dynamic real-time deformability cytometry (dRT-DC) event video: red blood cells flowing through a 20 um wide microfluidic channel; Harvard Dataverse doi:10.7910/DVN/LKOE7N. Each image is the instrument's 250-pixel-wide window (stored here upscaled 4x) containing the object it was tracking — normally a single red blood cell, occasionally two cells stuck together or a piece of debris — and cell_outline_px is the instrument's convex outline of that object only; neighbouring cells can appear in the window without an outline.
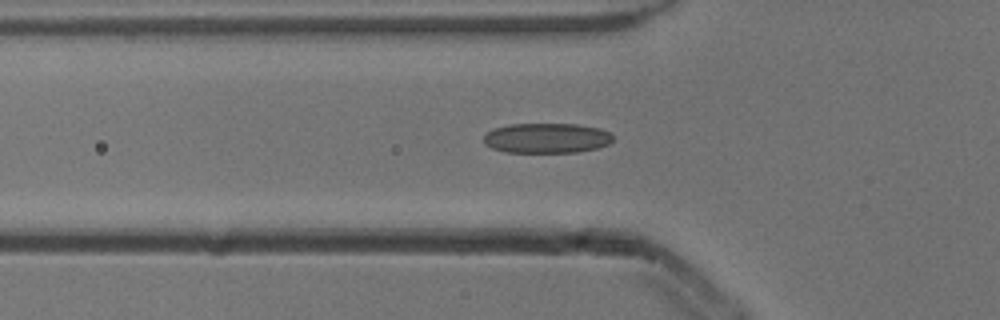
{"species": "common noctule bat (a hibernating species)", "species_latin": "Nyctalus noctula", "temperature_condition": "cold", "stored_images_in_passage": 36, "camera_frame_rate_fps": 3000, "um_per_image_px": 0.085, "animal": {"sex": "male", "body_mass_g": 13.3}, "frame": {"image": 1, "passage_image": 7, "time_ms": 2.0, "image_size_px": [1000, 320], "cell_outline_px": [[612, 140], [608, 144], [596, 148], [576, 152], [504, 152], [492, 148], [484, 144], [484, 136], [492, 128], [508, 124], [576, 124], [600, 128], [608, 132], [612, 136]], "centroid_in_image_um": [46.42, 11.73], "position_along_channel_um": 79.4, "area_um2": 22.6}}
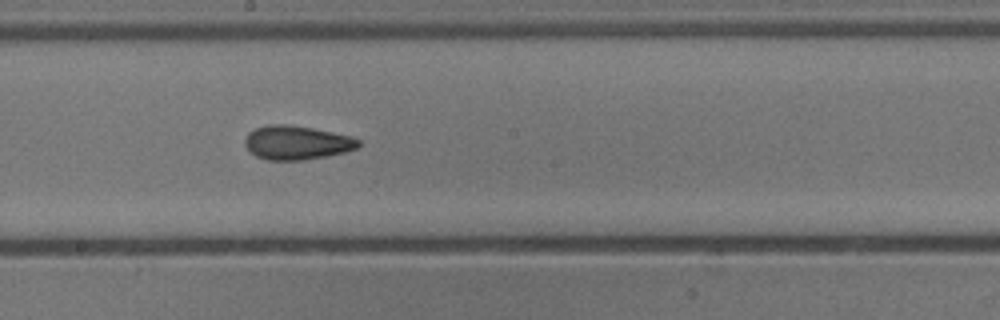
{"frame": {"image": 2, "passage_image": 18, "time_ms": 5.667, "image_size_px": [1000, 320], "cell_outline_px": [[360, 144], [356, 148], [344, 152], [304, 160], [268, 160], [256, 156], [244, 144], [244, 140], [248, 132], [256, 128], [268, 124], [288, 124], [312, 128], [352, 136], [360, 140]], "centroid_in_image_um": [25.21, 12.11], "position_along_channel_um": 223.0, "area_um2": 22.37}}
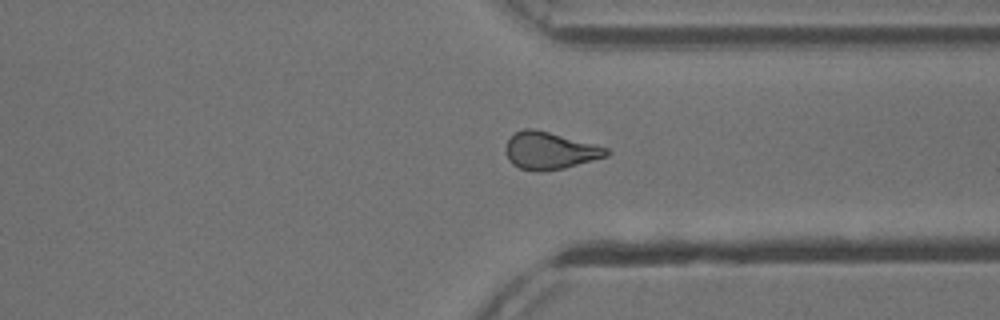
{"frame": {"image": 3, "passage_image": 29, "time_ms": 9.333, "image_size_px": [1000, 320], "cell_outline_px": [[608, 156], [564, 168], [540, 172], [536, 172], [520, 168], [512, 164], [508, 160], [508, 140], [516, 132], [524, 128], [532, 128], [548, 132], [608, 148]], "centroid_in_image_um": [46.73, 12.82], "position_along_channel_um": 364.7, "area_um2": 21.39}, "authors_computed_cell_mechanics": {"area_um2": 21.7617, "velocity_mm_per_s": 3.8766, "shape_relaxation_time_tau1_ms": 7.0131, "shape_relaxation_time_tau2_ms": 2.0407, "deformation_change_tau1": 0.1507, "deformation_change_tau2": 0.0914}}